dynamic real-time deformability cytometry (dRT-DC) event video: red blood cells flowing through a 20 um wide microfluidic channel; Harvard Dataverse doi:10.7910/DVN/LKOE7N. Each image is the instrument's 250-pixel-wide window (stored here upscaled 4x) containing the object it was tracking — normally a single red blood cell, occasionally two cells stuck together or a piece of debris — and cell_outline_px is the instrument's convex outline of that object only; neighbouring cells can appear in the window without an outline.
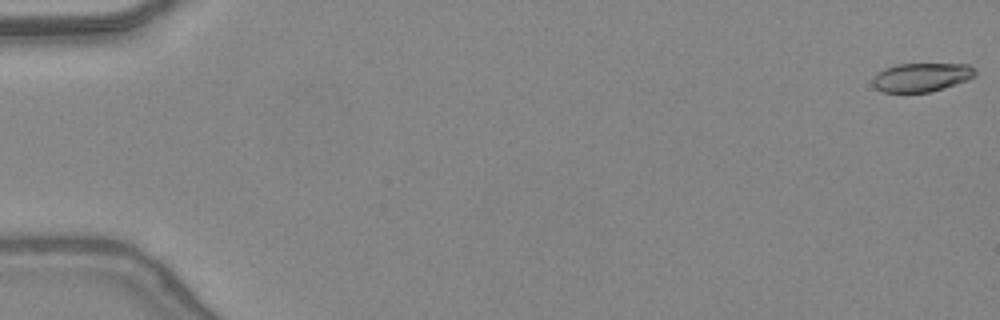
{"species": "common noctule bat (a hibernating species)", "species_latin": "Nyctalus noctula", "temperature_condition": "warm", "stored_images_in_passage": 48, "camera_frame_rate_fps": 3000, "um_per_image_px": 0.085, "animal": {"sex": "female", "body_mass_g": 24.6, "forearm_length_mm": 56.2}, "frame": {"image": 1, "passage_image": 1, "time_ms": 0.0, "image_size_px": [1000, 320], "cell_outline_px": [[976, 76], [968, 80], [944, 88], [928, 92], [884, 92], [876, 88], [872, 84], [872, 80], [884, 68], [896, 64], [968, 64], [976, 72]], "centroid_in_image_um": [78.34, 6.56], "position_along_channel_um": 6.7, "area_um2": 17.05}}
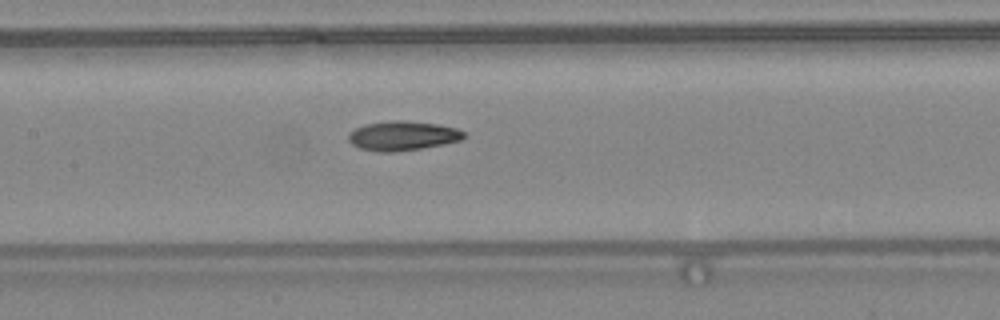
{"frame": {"image": 2, "passage_image": 24, "time_ms": 7.667, "image_size_px": [1000, 320], "cell_outline_px": [[468, 136], [460, 140], [444, 144], [420, 148], [392, 152], [376, 152], [360, 148], [352, 144], [348, 140], [348, 132], [364, 124], [392, 120], [404, 120], [436, 124], [456, 128], [464, 132]], "centroid_in_image_um": [34.2, 11.54], "position_along_channel_um": 173.2, "area_um2": 19.83}}
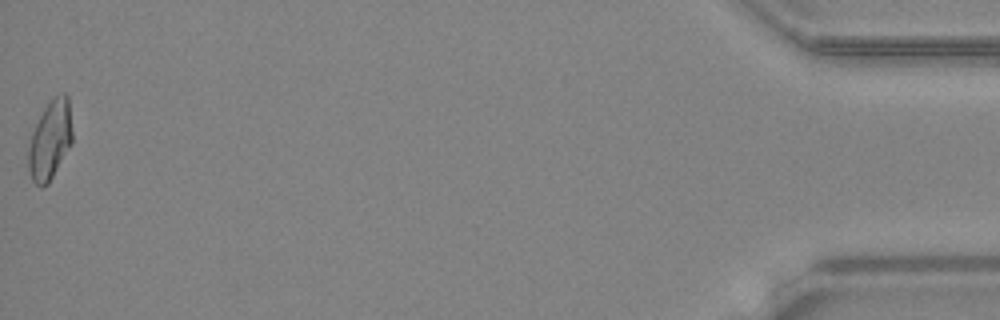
{"frame": {"image": 3, "passage_image": 48, "time_ms": 15.667, "image_size_px": [1000, 320], "cell_outline_px": [[72, 144], [48, 184], [44, 188], [40, 188], [32, 180], [28, 168], [28, 148], [32, 132], [44, 108], [56, 96], [64, 92], [68, 96], [72, 132]], "centroid_in_image_um": [4.26, 11.95], "position_along_channel_um": 430.9, "area_um2": 20.17}, "authors_computed_cell_mechanics": {"area_um2": 19.1896, "velocity_mm_per_s": 4.4375, "shape_relaxation_time_tau1_ms": null, "shape_relaxation_time_tau2_ms": 3.0472, "deformation_change_tau1": null, "deformation_change_tau2": 0.0966}}